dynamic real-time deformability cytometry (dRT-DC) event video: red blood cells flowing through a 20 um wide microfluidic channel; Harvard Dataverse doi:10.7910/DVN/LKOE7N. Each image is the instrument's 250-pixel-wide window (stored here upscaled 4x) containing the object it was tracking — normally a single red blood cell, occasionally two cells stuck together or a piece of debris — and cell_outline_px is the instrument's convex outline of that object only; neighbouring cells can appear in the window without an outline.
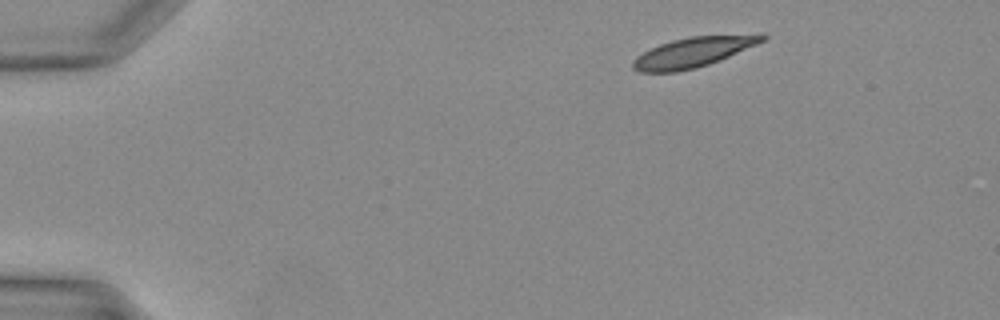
{"species": "Egyptian fruit bat (a non-hibernating species)", "species_latin": "Rousettus aegyptiacus", "temperature_condition": "warm", "stored_images_in_passage": 8, "camera_frame_rate_fps": 3000, "um_per_image_px": 0.085, "animal": {"sex": "female"}, "frame": {"image": 1, "passage_image": 1, "time_ms": 0.0, "image_size_px": [1000, 320], "cell_outline_px": [[768, 36], [764, 40], [756, 44], [728, 56], [708, 64], [696, 68], [676, 72], [640, 72], [632, 68], [632, 60], [636, 56], [660, 44], [672, 40], [688, 36], [760, 32], [764, 32]], "centroid_in_image_um": [58.98, 4.39], "position_along_channel_um": 26.0, "area_um2": 22.95}}